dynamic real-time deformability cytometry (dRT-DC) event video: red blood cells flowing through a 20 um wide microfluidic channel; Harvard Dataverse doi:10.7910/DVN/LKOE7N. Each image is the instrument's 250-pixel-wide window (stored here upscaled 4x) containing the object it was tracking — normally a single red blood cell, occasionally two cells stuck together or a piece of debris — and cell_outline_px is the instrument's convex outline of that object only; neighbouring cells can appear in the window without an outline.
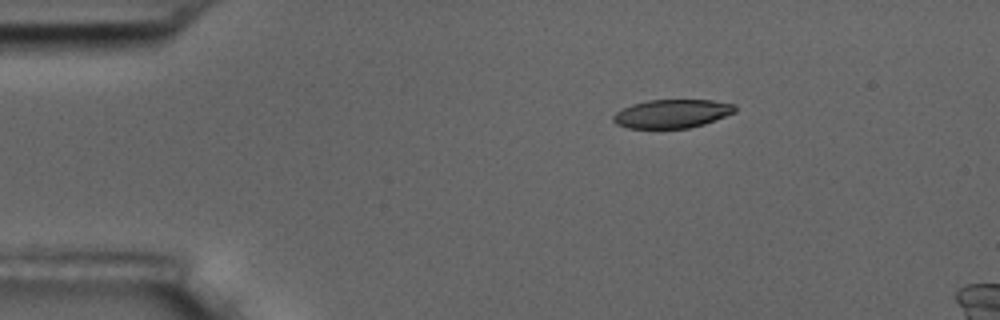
{"species": "common noctule bat (a hibernating species)", "species_latin": "Nyctalus noctula", "temperature_condition": "room temperature", "stored_images_in_passage": 3, "camera_frame_rate_fps": 3000, "um_per_image_px": 0.085, "animal": {"sex": "male", "body_mass_g": 17.5, "forearm_length_mm": 52.3}, "frame": {"image": 1, "passage_image": 1, "time_ms": 0.0, "image_size_px": [1000, 320], "cell_outline_px": [[736, 112], [704, 124], [688, 128], [628, 128], [616, 124], [612, 120], [612, 116], [616, 112], [632, 104], [648, 100], [712, 100], [736, 104]], "centroid_in_image_um": [57.13, 9.66], "position_along_channel_um": 27.9, "area_um2": 20.29}}